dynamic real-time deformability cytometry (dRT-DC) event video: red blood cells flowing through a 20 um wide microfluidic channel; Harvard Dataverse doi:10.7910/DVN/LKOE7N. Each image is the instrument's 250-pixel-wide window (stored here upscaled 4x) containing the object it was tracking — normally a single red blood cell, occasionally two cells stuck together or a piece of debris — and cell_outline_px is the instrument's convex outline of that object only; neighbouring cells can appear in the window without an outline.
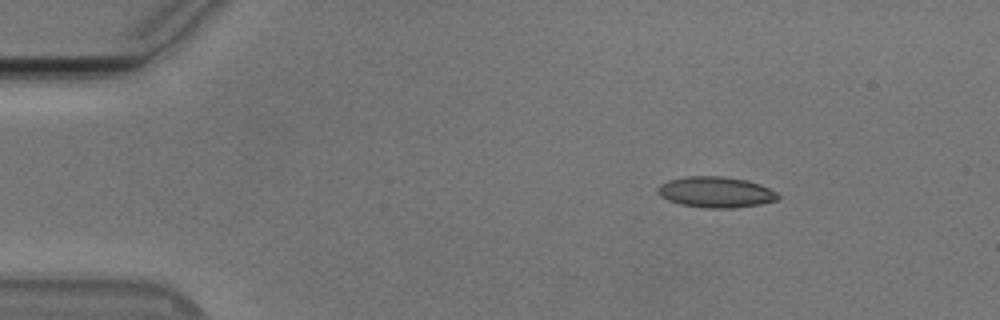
{"species": "Egyptian fruit bat (a non-hibernating species)", "species_latin": "Rousettus aegyptiacus", "temperature_condition": "cold", "stored_images_in_passage": 48, "camera_frame_rate_fps": 3000, "um_per_image_px": 0.085, "animal": {"sex": "male"}, "frame": {"image": 1, "passage_image": 2, "time_ms": 0.333, "image_size_px": [1000, 320], "cell_outline_px": [[780, 196], [776, 200], [760, 204], [732, 208], [708, 208], [680, 204], [668, 200], [660, 196], [656, 192], [656, 188], [660, 184], [668, 180], [684, 176], [724, 176], [744, 180], [760, 184], [776, 192]], "centroid_in_image_um": [60.79, 16.32], "position_along_channel_um": 24.2, "area_um2": 21.62}}
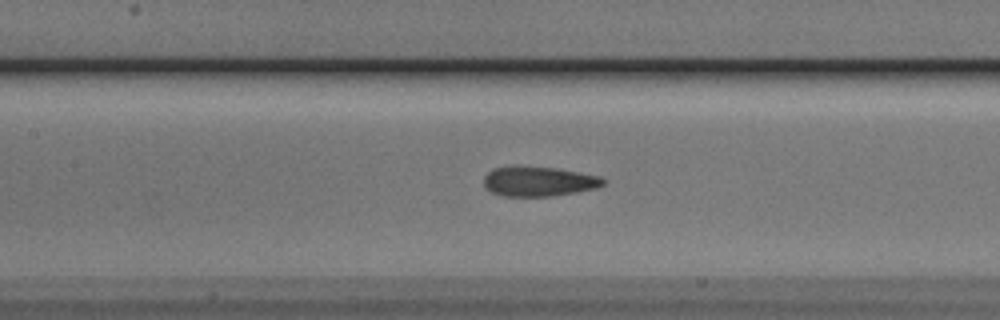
{"frame": {"image": 2, "passage_image": 19, "time_ms": 6.0, "image_size_px": [1000, 320], "cell_outline_px": [[604, 184], [596, 188], [576, 192], [552, 196], [504, 196], [492, 192], [484, 184], [484, 176], [492, 168], [516, 164], [556, 168], [600, 176], [604, 180]], "centroid_in_image_um": [45.75, 15.39], "position_along_channel_um": 161.6, "area_um2": 20.98}}
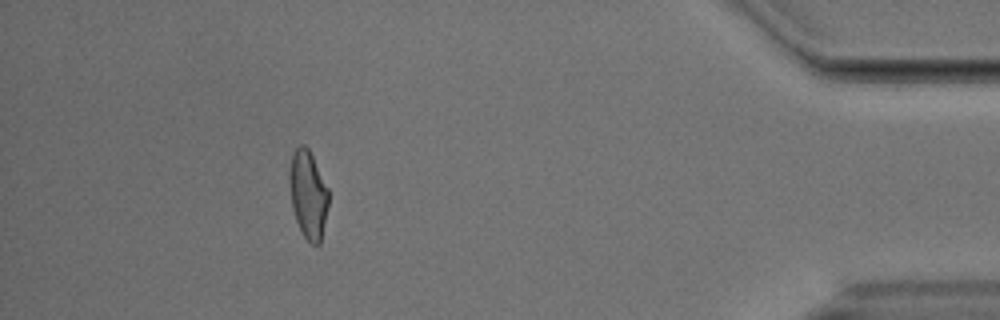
{"frame": {"image": 3, "passage_image": 43, "time_ms": 14.0, "image_size_px": [1000, 320], "cell_outline_px": [[328, 204], [320, 244], [312, 244], [304, 236], [296, 220], [292, 208], [288, 176], [288, 172], [292, 156], [296, 148], [300, 144], [304, 144], [308, 148], [328, 188]], "centroid_in_image_um": [26.17, 16.51], "position_along_channel_um": 409.0, "area_um2": 19.83}, "authors_computed_cell_mechanics": {"area_um2": 20.8369, "velocity_mm_per_s": 3.7829, "shape_relaxation_time_tau1_ms": 5.5074, "shape_relaxation_time_tau2_ms": 1.6833, "deformation_change_tau1": 0.1537, "deformation_change_tau2": 0.0784}}